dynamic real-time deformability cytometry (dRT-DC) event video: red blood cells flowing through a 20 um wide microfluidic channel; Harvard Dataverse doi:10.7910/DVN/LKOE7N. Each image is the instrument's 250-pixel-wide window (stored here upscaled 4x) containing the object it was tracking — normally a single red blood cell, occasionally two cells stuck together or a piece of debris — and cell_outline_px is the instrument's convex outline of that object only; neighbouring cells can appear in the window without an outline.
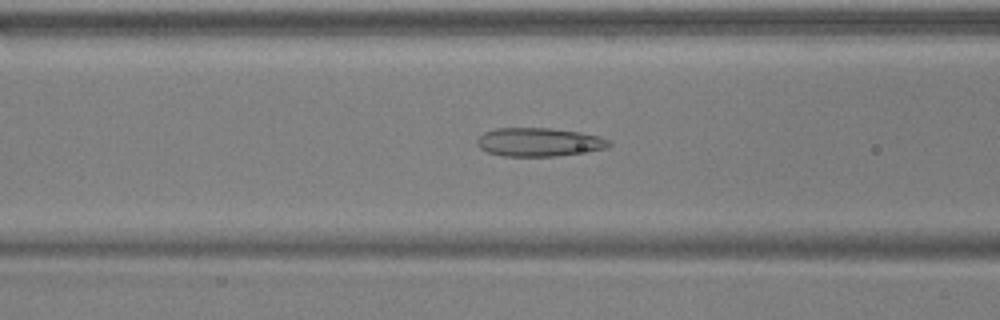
{"species": "common noctule bat (a hibernating species)", "species_latin": "Nyctalus noctula", "temperature_condition": "warm", "stored_images_in_passage": 54, "camera_frame_rate_fps": 3000, "um_per_image_px": 0.085, "animal": {"sex": "male", "body_mass_g": 17.9, "forearm_length_mm": 54.2}, "frame": {"image": 1, "passage_image": 22, "time_ms": 7.0, "image_size_px": [1000, 320], "cell_outline_px": [[612, 144], [604, 148], [588, 152], [556, 156], [504, 156], [488, 152], [480, 148], [476, 144], [476, 140], [484, 132], [496, 128], [552, 128], [580, 132], [600, 136], [608, 140]], "centroid_in_image_um": [45.81, 12.08], "position_along_channel_um": 120.8, "area_um2": 22.02}}
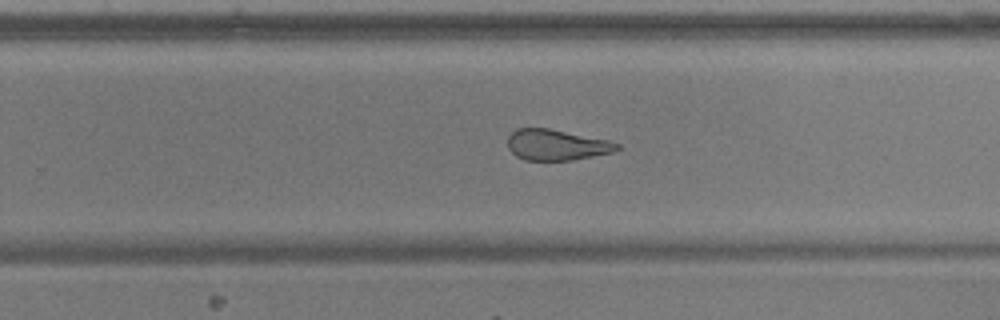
{"frame": {"image": 2, "passage_image": 35, "time_ms": 11.333, "image_size_px": [1000, 320], "cell_outline_px": [[620, 148], [616, 152], [572, 160], [524, 160], [516, 156], [508, 148], [508, 136], [516, 128], [548, 128], [608, 140], [620, 144]], "centroid_in_image_um": [47.32, 12.32], "position_along_channel_um": 282.5, "area_um2": 19.71}}
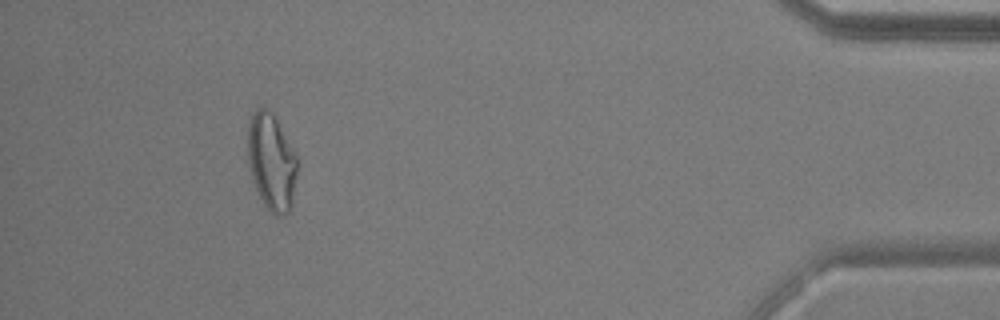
{"frame": {"image": 3, "passage_image": 50, "time_ms": 16.333, "image_size_px": [1000, 320], "cell_outline_px": [[296, 176], [292, 204], [288, 212], [284, 216], [276, 216], [264, 204], [252, 180], [248, 164], [248, 120], [252, 112], [260, 104], [264, 104], [272, 112], [296, 152]], "centroid_in_image_um": [23.06, 13.69], "position_along_channel_um": 412.1, "area_um2": 28.26}, "authors_computed_cell_mechanics": {"area_um2": 24.6228, "velocity_mm_per_s": 3.738, "shape_relaxation_time_tau1_ms": null, "shape_relaxation_time_tau2_ms": 2.6452, "deformation_change_tau1": null, "deformation_change_tau2": 0.119}}